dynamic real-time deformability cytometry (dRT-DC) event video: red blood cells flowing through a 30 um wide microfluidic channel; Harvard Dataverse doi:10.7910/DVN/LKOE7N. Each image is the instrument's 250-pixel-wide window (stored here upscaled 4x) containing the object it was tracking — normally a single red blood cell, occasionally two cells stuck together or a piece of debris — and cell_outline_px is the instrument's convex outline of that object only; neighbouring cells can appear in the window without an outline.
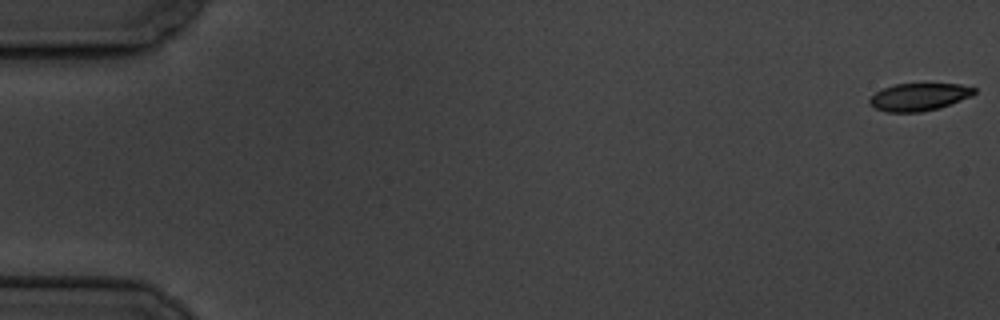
{"species": "common noctule bat (a hibernating species)", "species_latin": "Nyctalus noctula", "temperature_condition": "cold", "stored_images_in_passage": 58, "camera_frame_rate_fps": 3000, "um_per_image_px": 0.085, "animal": {"sex": "male", "body_mass_g": 19.5, "forearm_length_mm": 54.6}, "frame": {"image": 1, "passage_image": 1, "time_ms": 0.0, "image_size_px": [1000, 320], "cell_outline_px": [[976, 92], [972, 96], [940, 108], [920, 112], [888, 112], [876, 108], [868, 104], [868, 100], [876, 92], [884, 88], [896, 84], [960, 84], [976, 88]], "centroid_in_image_um": [78.13, 8.24], "position_along_channel_um": 6.9, "area_um2": 16.76}}
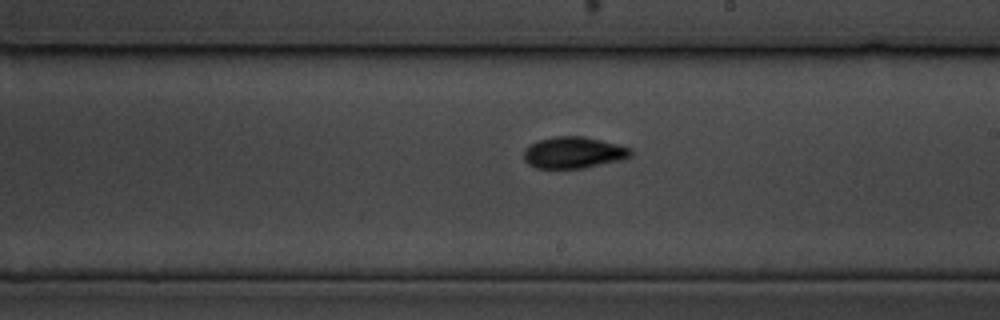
{"frame": {"image": 2, "passage_image": 34, "time_ms": 11.0, "image_size_px": [1000, 320], "cell_outline_px": [[632, 156], [624, 160], [584, 168], [536, 168], [528, 164], [524, 160], [524, 148], [540, 140], [552, 136], [580, 136], [600, 140], [632, 148]], "centroid_in_image_um": [48.78, 12.98], "position_along_channel_um": 240.2, "area_um2": 19.71}}
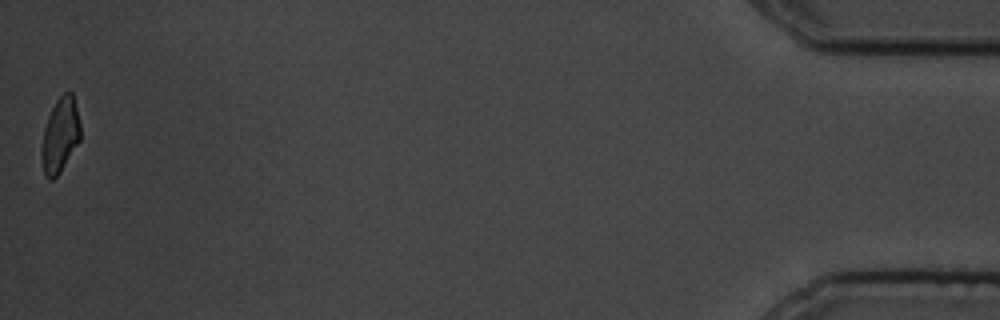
{"frame": {"image": 3, "passage_image": 58, "time_ms": 19.0, "image_size_px": [1000, 320], "cell_outline_px": [[80, 140], [60, 172], [52, 180], [48, 180], [44, 176], [40, 152], [40, 148], [44, 128], [48, 116], [56, 100], [64, 92], [72, 92], [80, 124]], "centroid_in_image_um": [5.08, 11.52], "position_along_channel_um": 430.1, "area_um2": 16.94}, "authors_computed_cell_mechanics": {"area_um2": 18.3804, "velocity_mm_per_s": 3.5099, "shape_relaxation_time_tau1_ms": 3.2233, "shape_relaxation_time_tau2_ms": 3.1046, "deformation_change_tau1": 0.1499, "deformation_change_tau2": 0.0733}}